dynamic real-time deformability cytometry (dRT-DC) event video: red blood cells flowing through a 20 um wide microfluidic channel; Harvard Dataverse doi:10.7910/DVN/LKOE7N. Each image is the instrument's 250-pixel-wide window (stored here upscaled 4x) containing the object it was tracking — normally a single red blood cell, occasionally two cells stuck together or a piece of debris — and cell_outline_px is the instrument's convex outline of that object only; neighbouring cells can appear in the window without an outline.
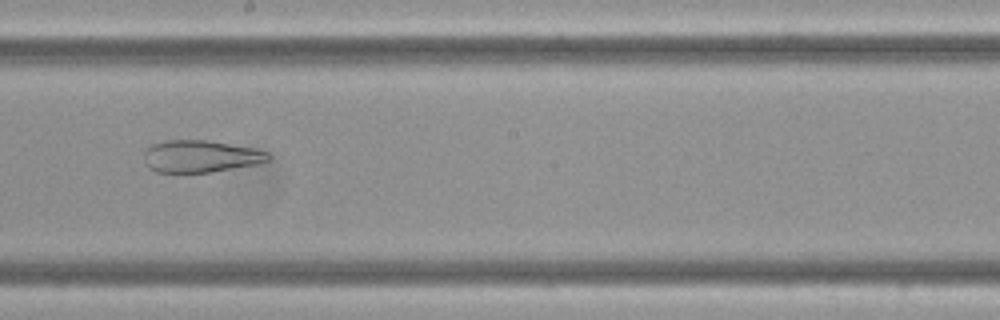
{"species": "Egyptian fruit bat (a non-hibernating species)", "species_latin": "Rousettus aegyptiacus", "temperature_condition": "cold", "stored_images_in_passage": 12, "camera_frame_rate_fps": 3000, "um_per_image_px": 0.085, "frame": {"image": 1, "passage_image": 6, "time_ms": 1.667, "image_size_px": [1000, 320], "cell_outline_px": [[272, 156], [268, 160], [256, 164], [208, 172], [156, 172], [148, 168], [144, 164], [144, 152], [152, 144], [164, 140], [208, 140], [256, 148], [268, 152]], "centroid_in_image_um": [17.03, 13.27], "position_along_channel_um": 231.2, "area_um2": 23.35}}
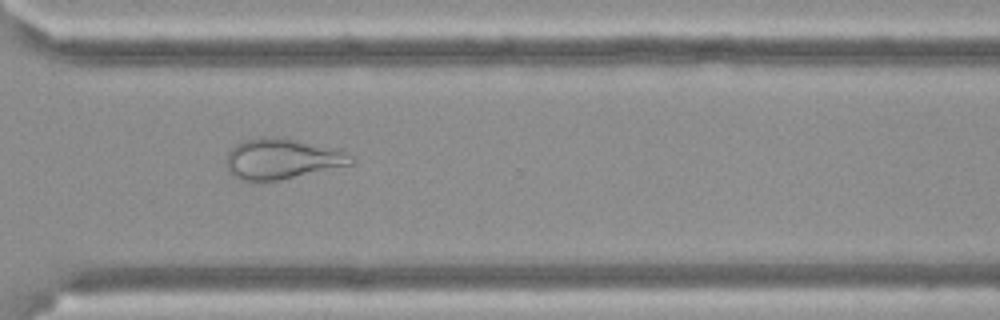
{"frame": {"image": 2, "passage_image": 9, "time_ms": 2.667, "image_size_px": [1000, 320], "cell_outline_px": [[356, 160], [352, 164], [280, 180], [240, 180], [232, 176], [228, 172], [228, 152], [236, 144], [244, 140], [256, 136], [280, 136], [300, 140], [344, 152], [352, 156]], "centroid_in_image_um": [23.94, 13.48], "position_along_channel_um": 346.7, "area_um2": 29.36}}
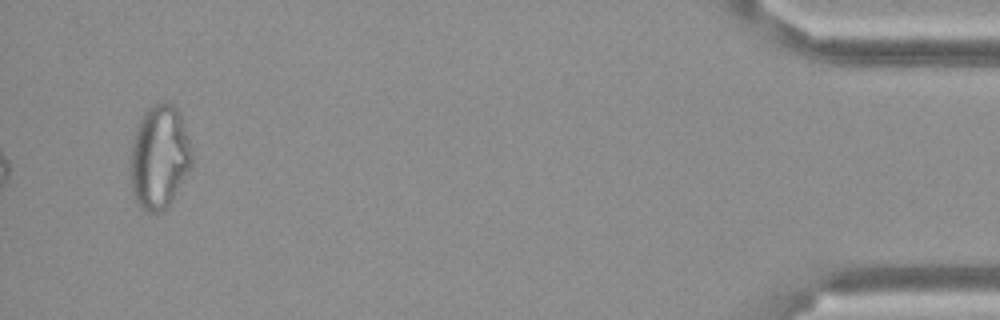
{"frame": {"image": 3, "passage_image": 12, "time_ms": 3.667, "image_size_px": [1000, 320], "cell_outline_px": [[192, 164], [168, 208], [160, 212], [148, 212], [140, 208], [132, 192], [128, 168], [132, 144], [140, 120], [144, 112], [152, 104], [172, 104], [180, 112], [192, 148]], "centroid_in_image_um": [13.53, 13.39], "position_along_channel_um": 421.7, "area_um2": 37.4}}